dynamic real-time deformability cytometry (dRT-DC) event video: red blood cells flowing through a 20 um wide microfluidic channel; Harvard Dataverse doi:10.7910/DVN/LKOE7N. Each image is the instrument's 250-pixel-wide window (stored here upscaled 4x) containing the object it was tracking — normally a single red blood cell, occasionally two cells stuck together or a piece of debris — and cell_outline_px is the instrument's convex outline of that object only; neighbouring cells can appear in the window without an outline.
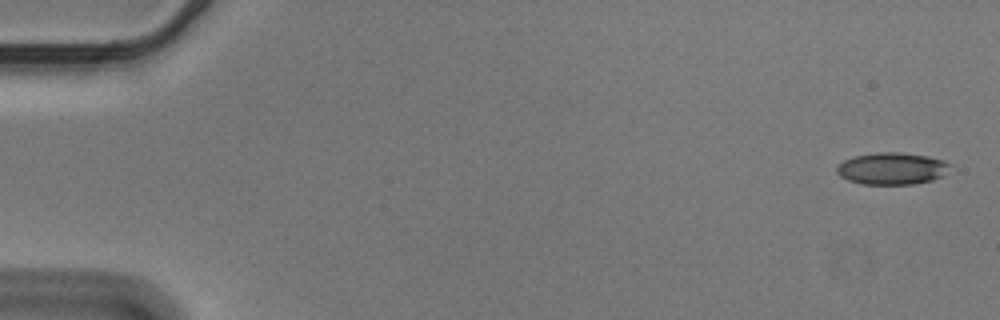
{"species": "Egyptian fruit bat (a non-hibernating species)", "species_latin": "Rousettus aegyptiacus", "temperature_condition": "cold", "stored_images_in_passage": 55, "camera_frame_rate_fps": 3000, "um_per_image_px": 0.085, "animal": {"sex": "male"}, "frame": {"image": 1, "passage_image": 1, "time_ms": 0.0, "image_size_px": [1000, 320], "cell_outline_px": [[952, 164], [940, 176], [932, 180], [916, 184], [864, 184], [848, 180], [840, 176], [836, 172], [836, 168], [844, 160], [856, 156], [880, 152], [896, 152], [928, 156], [944, 160]], "centroid_in_image_um": [75.81, 14.33], "position_along_channel_um": 9.2, "area_um2": 20.87}}
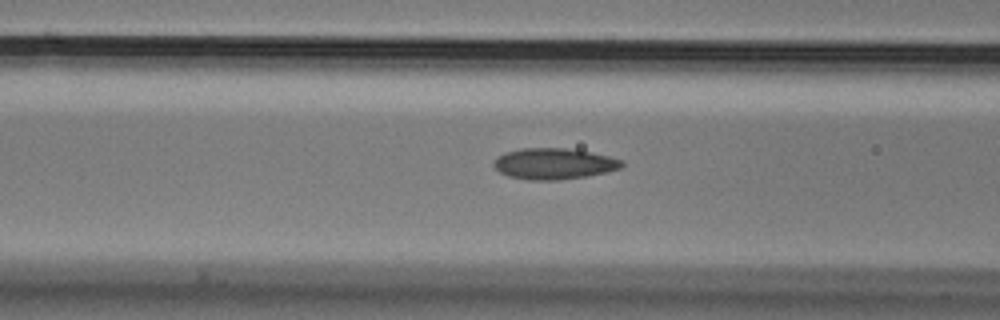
{"frame": {"image": 2, "passage_image": 22, "time_ms": 7.0, "image_size_px": [1000, 320], "cell_outline_px": [[624, 164], [620, 168], [608, 172], [588, 176], [556, 180], [528, 180], [508, 176], [500, 172], [492, 164], [504, 152], [520, 148], [564, 148], [592, 152], [624, 160]], "centroid_in_image_um": [47.11, 13.92], "position_along_channel_um": 119.5, "area_um2": 23.24}}
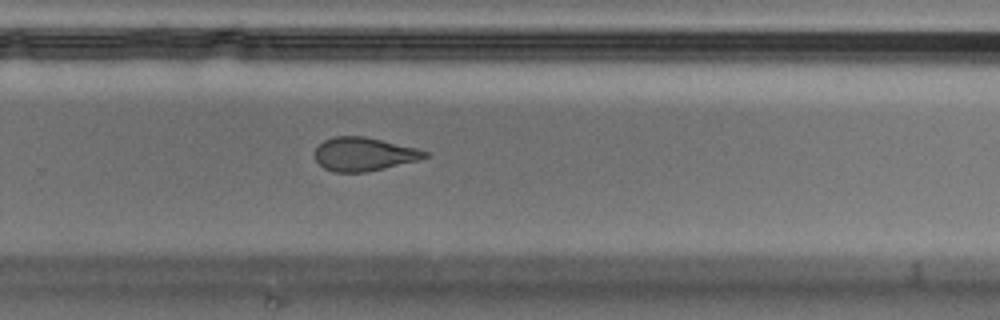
{"frame": {"image": 3, "passage_image": 37, "time_ms": 12.0, "image_size_px": [1000, 320], "cell_outline_px": [[432, 156], [420, 160], [368, 172], [332, 172], [324, 168], [316, 160], [316, 148], [324, 140], [336, 136], [364, 136], [416, 148], [432, 152]], "centroid_in_image_um": [31.0, 13.11], "position_along_channel_um": 298.8, "area_um2": 21.62}, "authors_computed_cell_mechanics": {"area_um2": 22.3108, "velocity_mm_per_s": 3.5852, "shape_relaxation_time_tau1_ms": 7.216, "shape_relaxation_time_tau2_ms": 1.9164, "deformation_change_tau1": 0.153, "deformation_change_tau2": 0.0793}}